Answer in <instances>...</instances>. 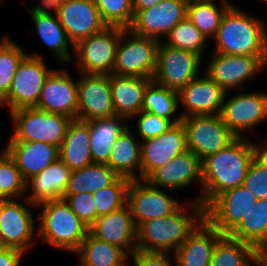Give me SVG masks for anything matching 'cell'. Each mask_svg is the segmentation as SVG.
Wrapping results in <instances>:
<instances>
[{
  "instance_id": "6da1fadb",
  "label": "cell",
  "mask_w": 267,
  "mask_h": 266,
  "mask_svg": "<svg viewBox=\"0 0 267 266\" xmlns=\"http://www.w3.org/2000/svg\"><path fill=\"white\" fill-rule=\"evenodd\" d=\"M264 146L246 137L236 138L227 147L203 159L202 193L195 200L206 208L219 194L243 185L251 161Z\"/></svg>"
},
{
  "instance_id": "7a4b0ae2",
  "label": "cell",
  "mask_w": 267,
  "mask_h": 266,
  "mask_svg": "<svg viewBox=\"0 0 267 266\" xmlns=\"http://www.w3.org/2000/svg\"><path fill=\"white\" fill-rule=\"evenodd\" d=\"M266 21L238 7H229L222 16L215 40V53L253 55L267 65Z\"/></svg>"
},
{
  "instance_id": "3957f363",
  "label": "cell",
  "mask_w": 267,
  "mask_h": 266,
  "mask_svg": "<svg viewBox=\"0 0 267 266\" xmlns=\"http://www.w3.org/2000/svg\"><path fill=\"white\" fill-rule=\"evenodd\" d=\"M188 207L191 215L185 213ZM204 218L205 208L194 200L167 216L143 222L137 228V250L175 253Z\"/></svg>"
},
{
  "instance_id": "277c9868",
  "label": "cell",
  "mask_w": 267,
  "mask_h": 266,
  "mask_svg": "<svg viewBox=\"0 0 267 266\" xmlns=\"http://www.w3.org/2000/svg\"><path fill=\"white\" fill-rule=\"evenodd\" d=\"M37 219L38 235L48 245L75 253L84 241L89 228L77 217L64 199L48 200L40 204Z\"/></svg>"
},
{
  "instance_id": "5b68a950",
  "label": "cell",
  "mask_w": 267,
  "mask_h": 266,
  "mask_svg": "<svg viewBox=\"0 0 267 266\" xmlns=\"http://www.w3.org/2000/svg\"><path fill=\"white\" fill-rule=\"evenodd\" d=\"M14 133L9 142L40 141L60 148L72 118L51 113L36 107H27L10 112Z\"/></svg>"
},
{
  "instance_id": "8992f818",
  "label": "cell",
  "mask_w": 267,
  "mask_h": 266,
  "mask_svg": "<svg viewBox=\"0 0 267 266\" xmlns=\"http://www.w3.org/2000/svg\"><path fill=\"white\" fill-rule=\"evenodd\" d=\"M130 34V39L126 36ZM159 40L123 29L116 48L113 74L152 79Z\"/></svg>"
},
{
  "instance_id": "52a82bcc",
  "label": "cell",
  "mask_w": 267,
  "mask_h": 266,
  "mask_svg": "<svg viewBox=\"0 0 267 266\" xmlns=\"http://www.w3.org/2000/svg\"><path fill=\"white\" fill-rule=\"evenodd\" d=\"M186 132L187 150L201 161L227 147L237 137L223 122L220 115H191L182 117Z\"/></svg>"
},
{
  "instance_id": "ba28073f",
  "label": "cell",
  "mask_w": 267,
  "mask_h": 266,
  "mask_svg": "<svg viewBox=\"0 0 267 266\" xmlns=\"http://www.w3.org/2000/svg\"><path fill=\"white\" fill-rule=\"evenodd\" d=\"M52 70L37 53L26 55L19 63L8 95L0 102V107L8 105L10 112L36 107L44 82Z\"/></svg>"
},
{
  "instance_id": "9c48e42d",
  "label": "cell",
  "mask_w": 267,
  "mask_h": 266,
  "mask_svg": "<svg viewBox=\"0 0 267 266\" xmlns=\"http://www.w3.org/2000/svg\"><path fill=\"white\" fill-rule=\"evenodd\" d=\"M201 61L202 57L194 52L174 48L160 41L152 81L178 92L198 78Z\"/></svg>"
},
{
  "instance_id": "30bf717a",
  "label": "cell",
  "mask_w": 267,
  "mask_h": 266,
  "mask_svg": "<svg viewBox=\"0 0 267 266\" xmlns=\"http://www.w3.org/2000/svg\"><path fill=\"white\" fill-rule=\"evenodd\" d=\"M124 28L106 27L74 45L77 65L82 73L111 75L120 34Z\"/></svg>"
},
{
  "instance_id": "8fae6325",
  "label": "cell",
  "mask_w": 267,
  "mask_h": 266,
  "mask_svg": "<svg viewBox=\"0 0 267 266\" xmlns=\"http://www.w3.org/2000/svg\"><path fill=\"white\" fill-rule=\"evenodd\" d=\"M257 198L243 185L219 194L206 208L205 218L222 234L229 235L250 213Z\"/></svg>"
},
{
  "instance_id": "7c38bea8",
  "label": "cell",
  "mask_w": 267,
  "mask_h": 266,
  "mask_svg": "<svg viewBox=\"0 0 267 266\" xmlns=\"http://www.w3.org/2000/svg\"><path fill=\"white\" fill-rule=\"evenodd\" d=\"M141 181H130L126 202L137 228L143 222L167 216L181 206L162 188L151 186L146 180Z\"/></svg>"
},
{
  "instance_id": "4fadbf2b",
  "label": "cell",
  "mask_w": 267,
  "mask_h": 266,
  "mask_svg": "<svg viewBox=\"0 0 267 266\" xmlns=\"http://www.w3.org/2000/svg\"><path fill=\"white\" fill-rule=\"evenodd\" d=\"M227 94L220 116L237 138L267 119V92H241L229 98Z\"/></svg>"
},
{
  "instance_id": "5bb4252c",
  "label": "cell",
  "mask_w": 267,
  "mask_h": 266,
  "mask_svg": "<svg viewBox=\"0 0 267 266\" xmlns=\"http://www.w3.org/2000/svg\"><path fill=\"white\" fill-rule=\"evenodd\" d=\"M267 65L253 55H225L215 53L205 68L207 74L225 92L238 89L248 79H254Z\"/></svg>"
},
{
  "instance_id": "9a60e30c",
  "label": "cell",
  "mask_w": 267,
  "mask_h": 266,
  "mask_svg": "<svg viewBox=\"0 0 267 266\" xmlns=\"http://www.w3.org/2000/svg\"><path fill=\"white\" fill-rule=\"evenodd\" d=\"M36 220L32 211L15 199L0 202V247L27 253L34 242Z\"/></svg>"
},
{
  "instance_id": "2e32d148",
  "label": "cell",
  "mask_w": 267,
  "mask_h": 266,
  "mask_svg": "<svg viewBox=\"0 0 267 266\" xmlns=\"http://www.w3.org/2000/svg\"><path fill=\"white\" fill-rule=\"evenodd\" d=\"M189 0H163L157 5L138 11L128 28L135 34L161 41L187 15Z\"/></svg>"
},
{
  "instance_id": "e0dca14e",
  "label": "cell",
  "mask_w": 267,
  "mask_h": 266,
  "mask_svg": "<svg viewBox=\"0 0 267 266\" xmlns=\"http://www.w3.org/2000/svg\"><path fill=\"white\" fill-rule=\"evenodd\" d=\"M82 74L77 79L78 119L89 121L114 116L110 75Z\"/></svg>"
},
{
  "instance_id": "ac0fdd59",
  "label": "cell",
  "mask_w": 267,
  "mask_h": 266,
  "mask_svg": "<svg viewBox=\"0 0 267 266\" xmlns=\"http://www.w3.org/2000/svg\"><path fill=\"white\" fill-rule=\"evenodd\" d=\"M36 108L78 119L77 80L68 71L52 70L47 76Z\"/></svg>"
},
{
  "instance_id": "d6986e66",
  "label": "cell",
  "mask_w": 267,
  "mask_h": 266,
  "mask_svg": "<svg viewBox=\"0 0 267 266\" xmlns=\"http://www.w3.org/2000/svg\"><path fill=\"white\" fill-rule=\"evenodd\" d=\"M187 151L186 132L183 124L177 123L161 136L141 142V180L155 169L172 161Z\"/></svg>"
},
{
  "instance_id": "ffe728a7",
  "label": "cell",
  "mask_w": 267,
  "mask_h": 266,
  "mask_svg": "<svg viewBox=\"0 0 267 266\" xmlns=\"http://www.w3.org/2000/svg\"><path fill=\"white\" fill-rule=\"evenodd\" d=\"M57 16L73 45L107 27L93 0H65Z\"/></svg>"
},
{
  "instance_id": "44dd1931",
  "label": "cell",
  "mask_w": 267,
  "mask_h": 266,
  "mask_svg": "<svg viewBox=\"0 0 267 266\" xmlns=\"http://www.w3.org/2000/svg\"><path fill=\"white\" fill-rule=\"evenodd\" d=\"M226 92L207 74L192 80L178 91V101L185 109L182 117L191 115H220Z\"/></svg>"
},
{
  "instance_id": "7402d4cb",
  "label": "cell",
  "mask_w": 267,
  "mask_h": 266,
  "mask_svg": "<svg viewBox=\"0 0 267 266\" xmlns=\"http://www.w3.org/2000/svg\"><path fill=\"white\" fill-rule=\"evenodd\" d=\"M151 186L176 190L198 182L202 183V161L190 150L176 156L172 161L155 169L146 179Z\"/></svg>"
},
{
  "instance_id": "603a6c76",
  "label": "cell",
  "mask_w": 267,
  "mask_h": 266,
  "mask_svg": "<svg viewBox=\"0 0 267 266\" xmlns=\"http://www.w3.org/2000/svg\"><path fill=\"white\" fill-rule=\"evenodd\" d=\"M95 237L123 249L129 256L137 249V227L129 207L100 216L89 227Z\"/></svg>"
},
{
  "instance_id": "cb8c5ba5",
  "label": "cell",
  "mask_w": 267,
  "mask_h": 266,
  "mask_svg": "<svg viewBox=\"0 0 267 266\" xmlns=\"http://www.w3.org/2000/svg\"><path fill=\"white\" fill-rule=\"evenodd\" d=\"M223 235L204 218L176 249L178 266H209L216 242Z\"/></svg>"
},
{
  "instance_id": "d4e9b609",
  "label": "cell",
  "mask_w": 267,
  "mask_h": 266,
  "mask_svg": "<svg viewBox=\"0 0 267 266\" xmlns=\"http://www.w3.org/2000/svg\"><path fill=\"white\" fill-rule=\"evenodd\" d=\"M25 180L40 173L59 158V148L40 142H9L4 149Z\"/></svg>"
},
{
  "instance_id": "484cf974",
  "label": "cell",
  "mask_w": 267,
  "mask_h": 266,
  "mask_svg": "<svg viewBox=\"0 0 267 266\" xmlns=\"http://www.w3.org/2000/svg\"><path fill=\"white\" fill-rule=\"evenodd\" d=\"M71 170L58 158L40 173L26 180L31 195H25V202L32 206L48 201L62 199L69 181Z\"/></svg>"
},
{
  "instance_id": "4316f807",
  "label": "cell",
  "mask_w": 267,
  "mask_h": 266,
  "mask_svg": "<svg viewBox=\"0 0 267 266\" xmlns=\"http://www.w3.org/2000/svg\"><path fill=\"white\" fill-rule=\"evenodd\" d=\"M152 82L149 78L110 75L111 96L115 115L131 119L142 108L146 87Z\"/></svg>"
},
{
  "instance_id": "83f0119b",
  "label": "cell",
  "mask_w": 267,
  "mask_h": 266,
  "mask_svg": "<svg viewBox=\"0 0 267 266\" xmlns=\"http://www.w3.org/2000/svg\"><path fill=\"white\" fill-rule=\"evenodd\" d=\"M59 158L71 170H78L92 163L90 131L86 121L72 119L59 148Z\"/></svg>"
},
{
  "instance_id": "f1b7e54d",
  "label": "cell",
  "mask_w": 267,
  "mask_h": 266,
  "mask_svg": "<svg viewBox=\"0 0 267 266\" xmlns=\"http://www.w3.org/2000/svg\"><path fill=\"white\" fill-rule=\"evenodd\" d=\"M127 119L117 115L86 121L90 131L92 163L106 164L117 138L128 128Z\"/></svg>"
},
{
  "instance_id": "f546056e",
  "label": "cell",
  "mask_w": 267,
  "mask_h": 266,
  "mask_svg": "<svg viewBox=\"0 0 267 266\" xmlns=\"http://www.w3.org/2000/svg\"><path fill=\"white\" fill-rule=\"evenodd\" d=\"M134 136L128 126L117 138L106 164L121 177L141 180V142ZM135 169L139 171V176Z\"/></svg>"
},
{
  "instance_id": "4dcf8cb0",
  "label": "cell",
  "mask_w": 267,
  "mask_h": 266,
  "mask_svg": "<svg viewBox=\"0 0 267 266\" xmlns=\"http://www.w3.org/2000/svg\"><path fill=\"white\" fill-rule=\"evenodd\" d=\"M30 16L36 32L43 43L53 51L54 56H57L62 64L71 62L73 55L70 54L69 47L71 45V49H74V45L59 22L58 16L52 14H30Z\"/></svg>"
},
{
  "instance_id": "1f68e13d",
  "label": "cell",
  "mask_w": 267,
  "mask_h": 266,
  "mask_svg": "<svg viewBox=\"0 0 267 266\" xmlns=\"http://www.w3.org/2000/svg\"><path fill=\"white\" fill-rule=\"evenodd\" d=\"M119 175L107 164L91 163L71 171L64 195L93 193L111 185Z\"/></svg>"
},
{
  "instance_id": "d6a6232c",
  "label": "cell",
  "mask_w": 267,
  "mask_h": 266,
  "mask_svg": "<svg viewBox=\"0 0 267 266\" xmlns=\"http://www.w3.org/2000/svg\"><path fill=\"white\" fill-rule=\"evenodd\" d=\"M75 253L79 255V266H120L129 258L123 249L95 237L90 232Z\"/></svg>"
},
{
  "instance_id": "836d02e7",
  "label": "cell",
  "mask_w": 267,
  "mask_h": 266,
  "mask_svg": "<svg viewBox=\"0 0 267 266\" xmlns=\"http://www.w3.org/2000/svg\"><path fill=\"white\" fill-rule=\"evenodd\" d=\"M220 6H216L214 1L189 0L187 4L186 17L201 31L204 37L209 40L215 38L222 16L226 10L234 6L227 0H222Z\"/></svg>"
},
{
  "instance_id": "e575fe53",
  "label": "cell",
  "mask_w": 267,
  "mask_h": 266,
  "mask_svg": "<svg viewBox=\"0 0 267 266\" xmlns=\"http://www.w3.org/2000/svg\"><path fill=\"white\" fill-rule=\"evenodd\" d=\"M178 107L177 91L161 86L154 81L146 87L141 111L169 120L174 125L182 120L181 115L172 120L173 114H176Z\"/></svg>"
},
{
  "instance_id": "d590c367",
  "label": "cell",
  "mask_w": 267,
  "mask_h": 266,
  "mask_svg": "<svg viewBox=\"0 0 267 266\" xmlns=\"http://www.w3.org/2000/svg\"><path fill=\"white\" fill-rule=\"evenodd\" d=\"M254 247L229 235L215 244L209 266H253Z\"/></svg>"
},
{
  "instance_id": "8d00e7d4",
  "label": "cell",
  "mask_w": 267,
  "mask_h": 266,
  "mask_svg": "<svg viewBox=\"0 0 267 266\" xmlns=\"http://www.w3.org/2000/svg\"><path fill=\"white\" fill-rule=\"evenodd\" d=\"M229 236L253 247L267 242V209L263 200H257L254 209Z\"/></svg>"
},
{
  "instance_id": "74e56055",
  "label": "cell",
  "mask_w": 267,
  "mask_h": 266,
  "mask_svg": "<svg viewBox=\"0 0 267 266\" xmlns=\"http://www.w3.org/2000/svg\"><path fill=\"white\" fill-rule=\"evenodd\" d=\"M165 38L166 40L163 41L165 44L194 52L201 57L208 41L187 17L177 23Z\"/></svg>"
},
{
  "instance_id": "f35d334b",
  "label": "cell",
  "mask_w": 267,
  "mask_h": 266,
  "mask_svg": "<svg viewBox=\"0 0 267 266\" xmlns=\"http://www.w3.org/2000/svg\"><path fill=\"white\" fill-rule=\"evenodd\" d=\"M26 55L7 37L0 42V102L8 95L17 67Z\"/></svg>"
},
{
  "instance_id": "ab89813d",
  "label": "cell",
  "mask_w": 267,
  "mask_h": 266,
  "mask_svg": "<svg viewBox=\"0 0 267 266\" xmlns=\"http://www.w3.org/2000/svg\"><path fill=\"white\" fill-rule=\"evenodd\" d=\"M130 179L119 176L111 185L93 192L97 218L124 207L127 202V192Z\"/></svg>"
},
{
  "instance_id": "60d3db41",
  "label": "cell",
  "mask_w": 267,
  "mask_h": 266,
  "mask_svg": "<svg viewBox=\"0 0 267 266\" xmlns=\"http://www.w3.org/2000/svg\"><path fill=\"white\" fill-rule=\"evenodd\" d=\"M0 191L8 199L16 200L25 198L27 193L26 180L5 150L0 153Z\"/></svg>"
},
{
  "instance_id": "b9f144b4",
  "label": "cell",
  "mask_w": 267,
  "mask_h": 266,
  "mask_svg": "<svg viewBox=\"0 0 267 266\" xmlns=\"http://www.w3.org/2000/svg\"><path fill=\"white\" fill-rule=\"evenodd\" d=\"M103 22L108 27L128 29L132 24L134 12L132 0H93Z\"/></svg>"
},
{
  "instance_id": "7bdbcfd3",
  "label": "cell",
  "mask_w": 267,
  "mask_h": 266,
  "mask_svg": "<svg viewBox=\"0 0 267 266\" xmlns=\"http://www.w3.org/2000/svg\"><path fill=\"white\" fill-rule=\"evenodd\" d=\"M243 186L254 194L257 200L267 197V139L265 146L251 161Z\"/></svg>"
},
{
  "instance_id": "ee69618b",
  "label": "cell",
  "mask_w": 267,
  "mask_h": 266,
  "mask_svg": "<svg viewBox=\"0 0 267 266\" xmlns=\"http://www.w3.org/2000/svg\"><path fill=\"white\" fill-rule=\"evenodd\" d=\"M62 199L88 228L96 221L97 210L92 193L64 195Z\"/></svg>"
},
{
  "instance_id": "f6af8a7d",
  "label": "cell",
  "mask_w": 267,
  "mask_h": 266,
  "mask_svg": "<svg viewBox=\"0 0 267 266\" xmlns=\"http://www.w3.org/2000/svg\"><path fill=\"white\" fill-rule=\"evenodd\" d=\"M136 117L138 118L136 124L138 134L143 140L161 136L173 126V124L169 120L143 111H140L132 118Z\"/></svg>"
},
{
  "instance_id": "bcb514c9",
  "label": "cell",
  "mask_w": 267,
  "mask_h": 266,
  "mask_svg": "<svg viewBox=\"0 0 267 266\" xmlns=\"http://www.w3.org/2000/svg\"><path fill=\"white\" fill-rule=\"evenodd\" d=\"M170 253L166 252H148L142 250H135L129 257H132V261L135 266H173L169 258ZM175 265H177L175 256Z\"/></svg>"
},
{
  "instance_id": "7dc6e473",
  "label": "cell",
  "mask_w": 267,
  "mask_h": 266,
  "mask_svg": "<svg viewBox=\"0 0 267 266\" xmlns=\"http://www.w3.org/2000/svg\"><path fill=\"white\" fill-rule=\"evenodd\" d=\"M24 254L15 248L0 247V266H20Z\"/></svg>"
},
{
  "instance_id": "c3c4849f",
  "label": "cell",
  "mask_w": 267,
  "mask_h": 266,
  "mask_svg": "<svg viewBox=\"0 0 267 266\" xmlns=\"http://www.w3.org/2000/svg\"><path fill=\"white\" fill-rule=\"evenodd\" d=\"M65 0H40L41 5H35L33 8H29L30 14H52L48 10H53L54 15H57L64 5Z\"/></svg>"
},
{
  "instance_id": "681fc988",
  "label": "cell",
  "mask_w": 267,
  "mask_h": 266,
  "mask_svg": "<svg viewBox=\"0 0 267 266\" xmlns=\"http://www.w3.org/2000/svg\"><path fill=\"white\" fill-rule=\"evenodd\" d=\"M254 263L256 266H267V242L254 247Z\"/></svg>"
},
{
  "instance_id": "f907efd6",
  "label": "cell",
  "mask_w": 267,
  "mask_h": 266,
  "mask_svg": "<svg viewBox=\"0 0 267 266\" xmlns=\"http://www.w3.org/2000/svg\"><path fill=\"white\" fill-rule=\"evenodd\" d=\"M163 0H132L134 15L141 10L151 8Z\"/></svg>"
},
{
  "instance_id": "816d5d0a",
  "label": "cell",
  "mask_w": 267,
  "mask_h": 266,
  "mask_svg": "<svg viewBox=\"0 0 267 266\" xmlns=\"http://www.w3.org/2000/svg\"><path fill=\"white\" fill-rule=\"evenodd\" d=\"M8 198L0 191V202L7 200Z\"/></svg>"
},
{
  "instance_id": "f5cc1de1",
  "label": "cell",
  "mask_w": 267,
  "mask_h": 266,
  "mask_svg": "<svg viewBox=\"0 0 267 266\" xmlns=\"http://www.w3.org/2000/svg\"><path fill=\"white\" fill-rule=\"evenodd\" d=\"M263 201H264V204H265V206H266V209H267V197H266V198H264V199H263Z\"/></svg>"
},
{
  "instance_id": "db71d44e",
  "label": "cell",
  "mask_w": 267,
  "mask_h": 266,
  "mask_svg": "<svg viewBox=\"0 0 267 266\" xmlns=\"http://www.w3.org/2000/svg\"><path fill=\"white\" fill-rule=\"evenodd\" d=\"M125 263H127V261L126 262H124L122 265H120V266H126V264Z\"/></svg>"
}]
</instances>
